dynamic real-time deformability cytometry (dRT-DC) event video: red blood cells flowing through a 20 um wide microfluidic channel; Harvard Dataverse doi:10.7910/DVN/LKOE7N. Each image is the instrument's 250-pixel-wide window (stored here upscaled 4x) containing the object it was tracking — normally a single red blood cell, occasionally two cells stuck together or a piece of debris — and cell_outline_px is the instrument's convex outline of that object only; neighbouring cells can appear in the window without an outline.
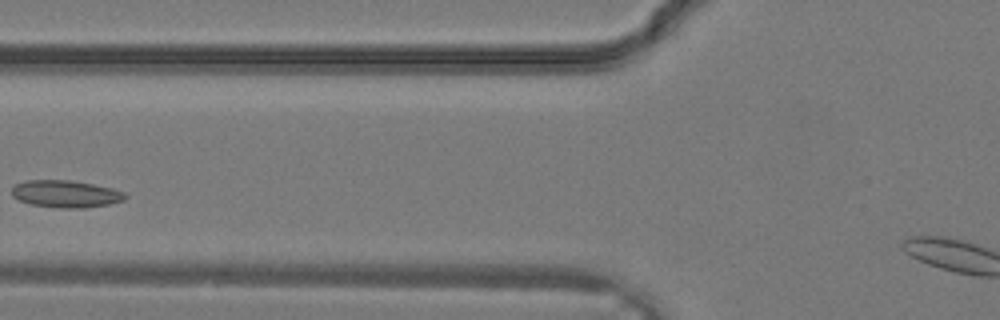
{"species": "common noctule bat (a hibernating species)", "species_latin": "Nyctalus noctula", "temperature_condition": "warm", "stored_images_in_passage": 8, "camera_frame_rate_fps": 3000, "um_per_image_px": 0.085, "animal": {"sex": "male", "body_mass_g": 19.2, "forearm_length_mm": 51.8}, "frame": {"image": 1, "passage_image": 7, "time_ms": 2.0, "image_size_px": [1000, 320], "cell_outline_px": [[128, 196], [124, 200], [108, 204], [84, 208], [56, 208], [28, 204], [12, 196], [12, 188], [16, 184], [24, 180], [68, 180], [92, 184], [112, 188], [124, 192]], "centroid_in_image_um": [5.57, 16.49], "position_along_channel_um": 120.2, "area_um2": 18.03}}